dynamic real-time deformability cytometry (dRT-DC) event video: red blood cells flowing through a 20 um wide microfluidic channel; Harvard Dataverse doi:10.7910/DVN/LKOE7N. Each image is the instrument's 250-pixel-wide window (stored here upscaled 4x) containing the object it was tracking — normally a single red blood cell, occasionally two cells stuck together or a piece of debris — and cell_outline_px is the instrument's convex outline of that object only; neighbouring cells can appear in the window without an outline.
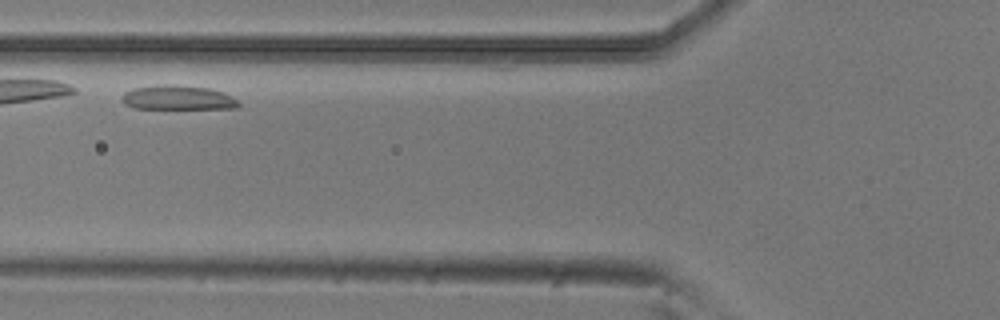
{"species": "common noctule bat (a hibernating species)", "species_latin": "Nyctalus noctula", "temperature_condition": "room temperature", "stored_images_in_passage": 4, "camera_frame_rate_fps": 3000, "um_per_image_px": 0.085, "animal": {"sex": "male", "body_mass_g": 20.5, "forearm_length_mm": 52.5}, "frame": {"image": 1, "passage_image": 2, "time_ms": 0.333, "image_size_px": [1000, 320], "cell_outline_px": [[240, 108], [132, 108], [124, 104], [120, 96], [124, 92], [132, 88], [156, 84], [176, 84], [208, 88], [220, 92], [236, 100], [240, 104]], "centroid_in_image_um": [15.02, 8.29], "position_along_channel_um": 110.8, "area_um2": 16.59}}
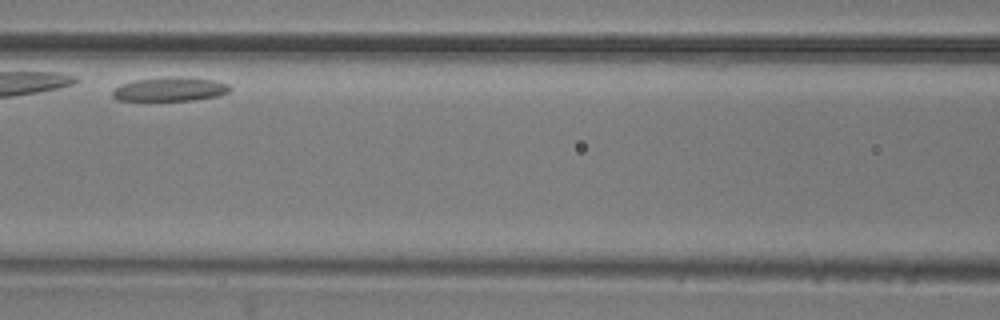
{"frame": {"image": 2, "passage_image": 3, "time_ms": 0.667, "image_size_px": [1000, 320], "cell_outline_px": [[232, 88], [228, 92], [216, 96], [192, 100], [116, 100], [112, 96], [112, 88], [120, 84], [132, 80], [176, 76], [216, 80], [228, 84]], "centroid_in_image_um": [14.41, 7.57], "position_along_channel_um": 152.2, "area_um2": 16.47}}